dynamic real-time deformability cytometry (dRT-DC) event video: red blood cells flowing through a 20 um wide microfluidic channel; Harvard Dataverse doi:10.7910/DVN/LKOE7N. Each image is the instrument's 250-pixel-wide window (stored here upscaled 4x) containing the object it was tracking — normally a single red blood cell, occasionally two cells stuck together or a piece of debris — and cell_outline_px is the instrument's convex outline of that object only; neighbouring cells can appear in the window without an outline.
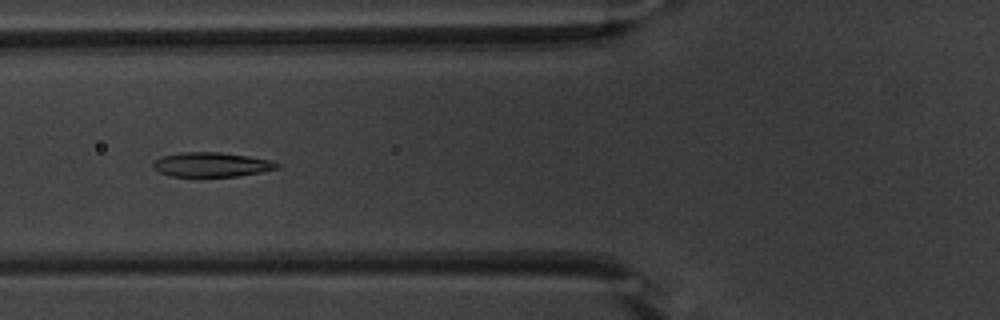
{"species": "common noctule bat (a hibernating species)", "species_latin": "Nyctalus noctula", "temperature_condition": "warm", "stored_images_in_passage": 21, "camera_frame_rate_fps": 3000, "um_per_image_px": 0.085, "animal": {"sex": "male", "body_mass_g": 20.1, "forearm_length_mm": 53.5}, "frame": {"image": 1, "passage_image": 8, "time_ms": 2.333, "image_size_px": [1000, 320], "cell_outline_px": [[280, 168], [260, 172], [236, 176], [172, 176], [156, 172], [152, 168], [152, 164], [160, 156], [184, 152], [220, 152], [248, 156], [272, 160], [280, 164]], "centroid_in_image_um": [17.96, 13.99], "position_along_channel_um": 107.8, "area_um2": 17.74}}
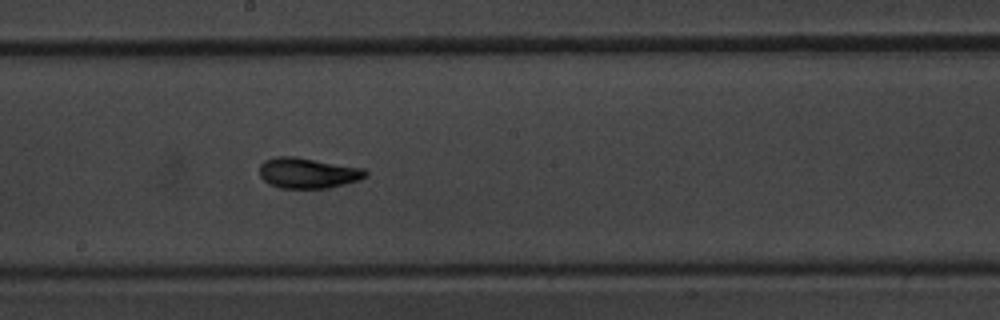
{"frame": {"image": 2, "passage_image": 17, "time_ms": 5.333, "image_size_px": [1000, 320], "cell_outline_px": [[368, 176], [360, 180], [328, 188], [280, 188], [268, 184], [260, 176], [260, 164], [264, 160], [276, 156], [296, 156], [364, 168], [368, 172]], "centroid_in_image_um": [26.18, 14.7], "position_along_channel_um": 222.0, "area_um2": 19.13}}
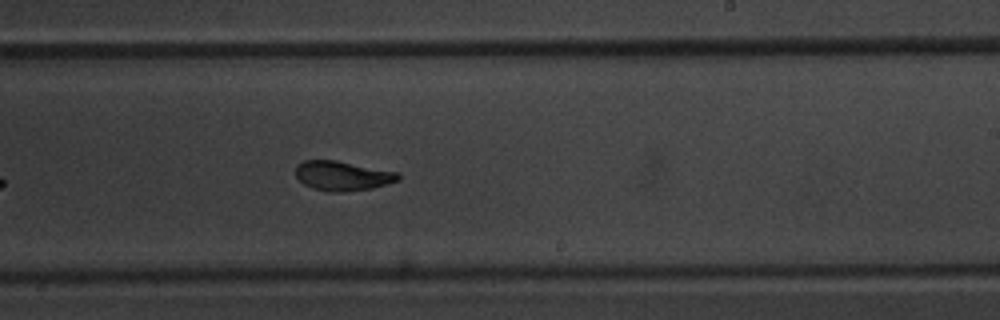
{"frame": {"image": 3, "passage_image": 20, "time_ms": 6.333, "image_size_px": [1000, 320], "cell_outline_px": [[400, 180], [388, 184], [372, 188], [340, 192], [328, 192], [312, 188], [304, 184], [296, 176], [296, 164], [304, 160], [336, 160], [400, 172]], "centroid_in_image_um": [29.13, 14.94], "position_along_channel_um": 259.9, "area_um2": 17.86}}